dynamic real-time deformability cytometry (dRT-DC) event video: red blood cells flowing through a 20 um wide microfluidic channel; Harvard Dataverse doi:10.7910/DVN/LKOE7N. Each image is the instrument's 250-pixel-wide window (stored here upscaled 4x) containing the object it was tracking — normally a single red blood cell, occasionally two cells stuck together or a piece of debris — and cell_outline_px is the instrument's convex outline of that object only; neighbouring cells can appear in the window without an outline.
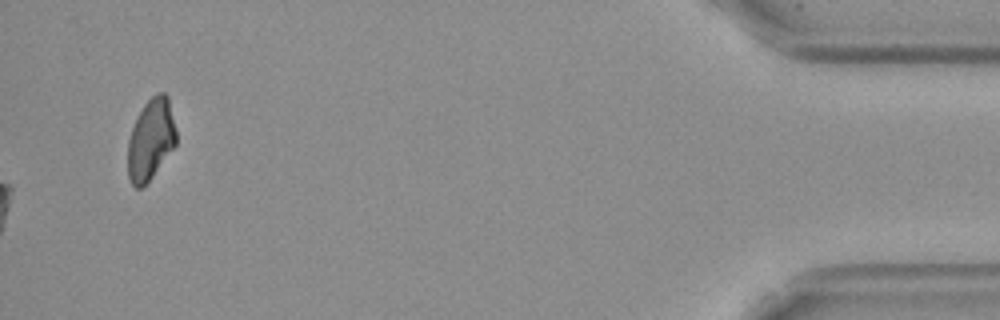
{"species": "Egyptian fruit bat (a non-hibernating species)", "species_latin": "Rousettus aegyptiacus", "temperature_condition": "cold", "stored_images_in_passage": 58, "camera_frame_rate_fps": 3000, "um_per_image_px": 0.085, "frame": {"image": 1, "passage_image": 58, "time_ms": 19.0, "image_size_px": [1000, 320], "cell_outline_px": [[176, 144], [152, 176], [140, 188], [136, 188], [132, 184], [128, 176], [128, 140], [136, 116], [144, 104], [156, 92], [164, 92], [168, 96], [176, 132]], "centroid_in_image_um": [12.8, 11.82], "position_along_channel_um": 422.4, "area_um2": 22.66}, "authors_computed_cell_mechanics": {"area_um2": 22.1952, "velocity_mm_per_s": 3.5839, "shape_relaxation_time_tau1_ms": null, "shape_relaxation_time_tau2_ms": 4.0614, "deformation_change_tau1": null, "deformation_change_tau2": 0.1076}}